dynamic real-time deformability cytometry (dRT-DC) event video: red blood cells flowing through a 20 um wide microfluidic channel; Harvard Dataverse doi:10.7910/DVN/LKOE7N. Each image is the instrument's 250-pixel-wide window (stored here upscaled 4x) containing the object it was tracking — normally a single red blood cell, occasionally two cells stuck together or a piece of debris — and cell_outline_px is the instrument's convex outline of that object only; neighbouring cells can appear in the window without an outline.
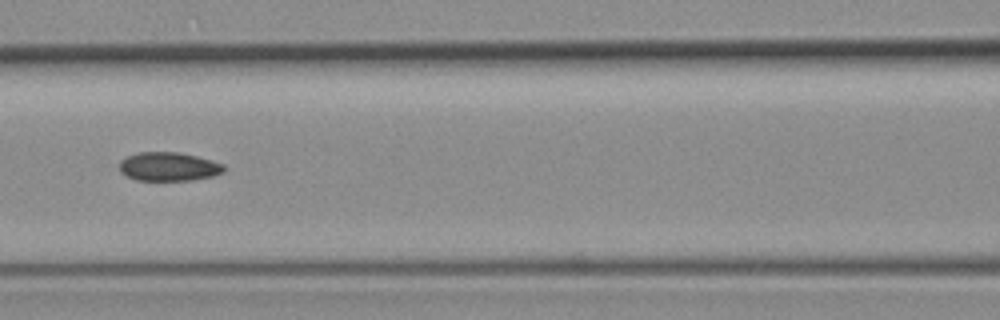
{"species": "common noctule bat (a hibernating species)", "species_latin": "Nyctalus noctula", "temperature_condition": "room temperature", "stored_images_in_passage": 9, "camera_frame_rate_fps": 3000, "um_per_image_px": 0.085, "animal": {"sex": "female", "body_mass_g": 19.3, "forearm_length_mm": 54.1}, "frame": {"image": 1, "passage_image": 6, "time_ms": 6.0, "image_size_px": [1000, 320], "cell_outline_px": [[224, 172], [212, 176], [192, 180], [136, 180], [120, 172], [120, 160], [128, 156], [140, 152], [176, 152], [196, 156], [224, 164]], "centroid_in_image_um": [14.33, 14.16], "position_along_channel_um": 152.3, "area_um2": 17.34}}
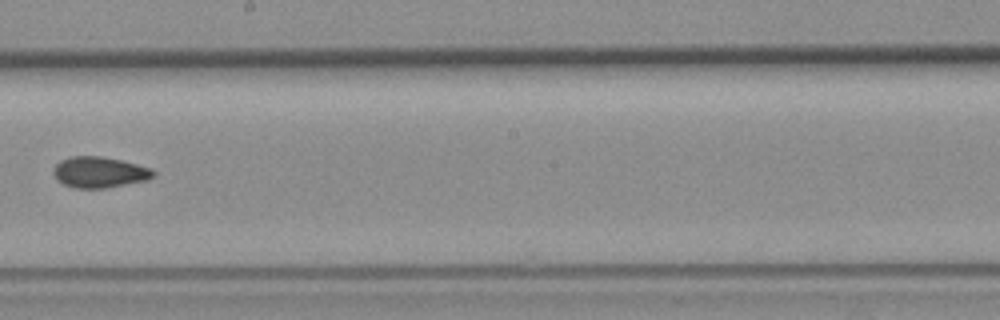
{"frame": {"image": 2, "passage_image": 8, "time_ms": 8.333, "image_size_px": [1000, 320], "cell_outline_px": [[156, 176], [148, 180], [104, 188], [72, 188], [56, 180], [52, 172], [52, 168], [60, 160], [72, 156], [100, 156], [120, 160], [152, 168], [156, 172]], "centroid_in_image_um": [8.44, 14.64], "position_along_channel_um": 239.8, "area_um2": 18.21}}
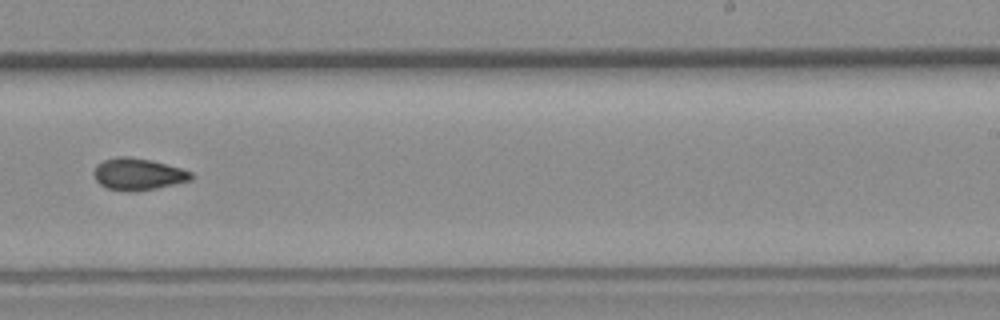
{"frame": {"image": 3, "passage_image": 9, "time_ms": 9.333, "image_size_px": [1000, 320], "cell_outline_px": [[192, 180], [176, 184], [136, 192], [128, 192], [108, 188], [100, 184], [96, 180], [92, 172], [96, 164], [104, 160], [116, 156], [128, 156], [152, 160], [180, 168], [192, 172]], "centroid_in_image_um": [11.71, 14.8], "position_along_channel_um": 277.3, "area_um2": 18.26}}